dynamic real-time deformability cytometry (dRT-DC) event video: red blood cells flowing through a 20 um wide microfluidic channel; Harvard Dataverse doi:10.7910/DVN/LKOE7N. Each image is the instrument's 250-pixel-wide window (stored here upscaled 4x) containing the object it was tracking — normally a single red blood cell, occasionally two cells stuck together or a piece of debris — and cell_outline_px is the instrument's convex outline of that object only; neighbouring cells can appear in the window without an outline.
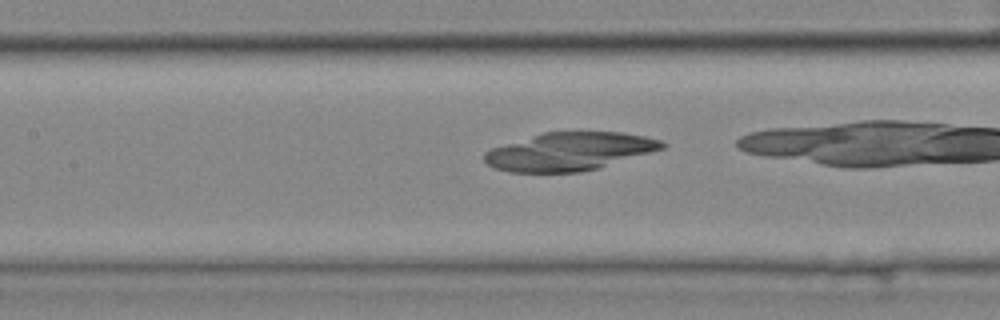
{"species": "common noctule bat (a hibernating species)", "species_latin": "Nyctalus noctula", "temperature_condition": "cold", "stored_images_in_passage": 32, "camera_frame_rate_fps": 3000, "um_per_image_px": 0.085, "animal": {"sex": "female", "body_mass_g": 25.1}, "frame": {"image": 1, "passage_image": 14, "time_ms": 4.333, "image_size_px": [1000, 320], "cell_outline_px": [[668, 144], [664, 148], [596, 168], [580, 172], [512, 172], [496, 168], [488, 164], [484, 160], [484, 152], [492, 148], [544, 132], [620, 132], [644, 136], [660, 140]], "centroid_in_image_um": [48.39, 12.87], "position_along_channel_um": 159.0, "area_um2": 38.78}}